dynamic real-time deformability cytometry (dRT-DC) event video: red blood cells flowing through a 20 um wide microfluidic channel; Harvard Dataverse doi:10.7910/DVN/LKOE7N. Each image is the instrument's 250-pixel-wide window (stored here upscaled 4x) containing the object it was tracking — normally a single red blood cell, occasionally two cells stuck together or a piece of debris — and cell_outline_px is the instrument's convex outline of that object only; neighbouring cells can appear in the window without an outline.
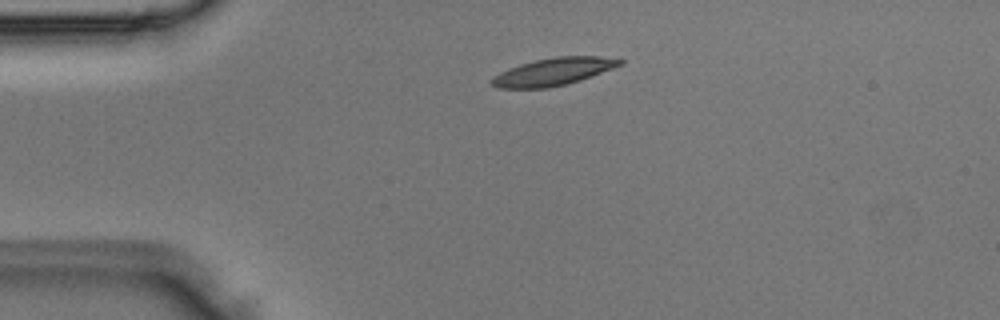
{"species": "Egyptian fruit bat (a non-hibernating species)", "species_latin": "Rousettus aegyptiacus", "temperature_condition": "room temperature", "stored_images_in_passage": 3, "segment_of_instrument_passage": [1, 2], "camera_frame_rate_fps": 3000, "um_per_image_px": 0.085, "animal": {"sex": "male"}, "frame": {"image": 1, "passage_image": 1, "time_ms": 0.0, "image_size_px": [1000, 320], "cell_outline_px": [[624, 64], [580, 80], [548, 88], [496, 88], [488, 84], [488, 80], [492, 76], [508, 68], [520, 64], [536, 60], [556, 56], [620, 56], [624, 60]], "centroid_in_image_um": [47.04, 6.08], "position_along_channel_um": 38.0, "area_um2": 20.92}}